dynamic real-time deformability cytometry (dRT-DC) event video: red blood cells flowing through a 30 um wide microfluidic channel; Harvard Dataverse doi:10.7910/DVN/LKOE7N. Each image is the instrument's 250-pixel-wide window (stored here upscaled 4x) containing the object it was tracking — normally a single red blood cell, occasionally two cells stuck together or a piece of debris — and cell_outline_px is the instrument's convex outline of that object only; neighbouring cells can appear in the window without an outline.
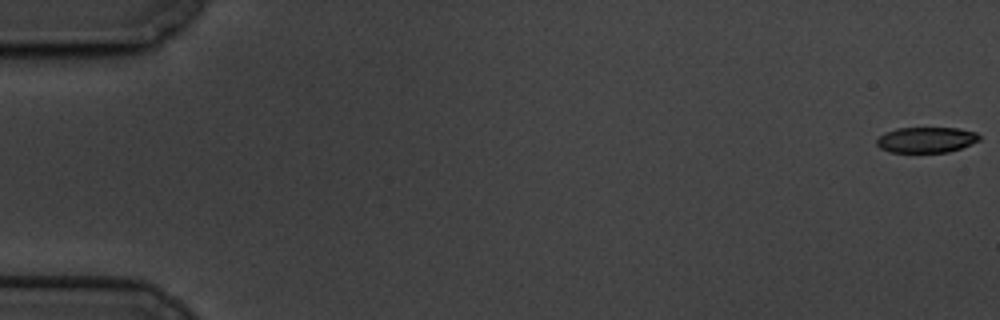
{"species": "common noctule bat (a hibernating species)", "species_latin": "Nyctalus noctula", "temperature_condition": "cold", "stored_images_in_passage": 61, "camera_frame_rate_fps": 3000, "um_per_image_px": 0.085, "animal": {"sex": "male", "body_mass_g": 19.5, "forearm_length_mm": 54.6}, "frame": {"image": 1, "passage_image": 1, "time_ms": 0.0, "image_size_px": [1000, 320], "cell_outline_px": [[980, 140], [960, 148], [948, 152], [888, 152], [880, 148], [876, 144], [876, 140], [884, 132], [896, 128], [956, 128], [976, 132], [980, 136]], "centroid_in_image_um": [78.7, 11.88], "position_along_channel_um": 6.3, "area_um2": 15.32}}
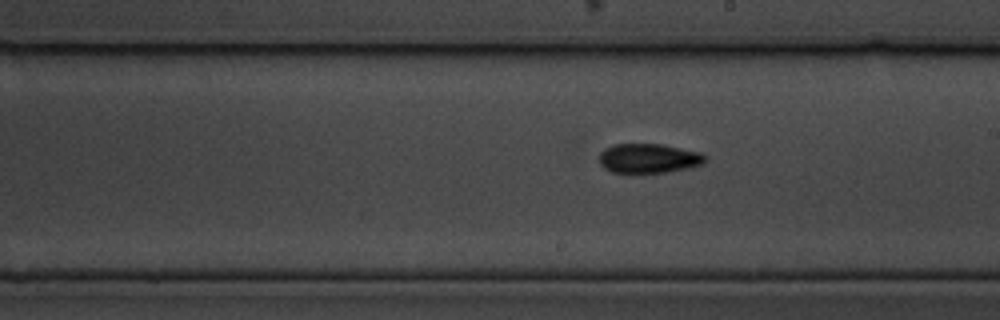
{"frame": {"image": 2, "passage_image": 35, "time_ms": 11.333, "image_size_px": [1000, 320], "cell_outline_px": [[708, 160], [704, 164], [688, 168], [664, 172], [632, 176], [612, 172], [604, 168], [600, 164], [600, 152], [604, 148], [612, 144], [660, 144], [700, 152], [708, 156]], "centroid_in_image_um": [55.12, 13.5], "position_along_channel_um": 233.9, "area_um2": 18.96}}
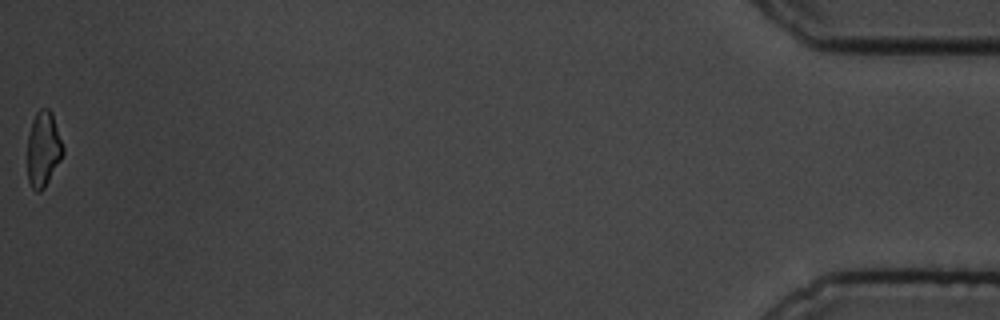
{"frame": {"image": 3, "passage_image": 61, "time_ms": 20.0, "image_size_px": [1000, 320], "cell_outline_px": [[64, 152], [60, 160], [44, 188], [40, 192], [36, 192], [32, 188], [28, 180], [28, 132], [32, 120], [36, 112], [40, 108], [48, 108], [52, 112], [64, 148]], "centroid_in_image_um": [3.67, 12.65], "position_along_channel_um": 431.5, "area_um2": 15.61}, "authors_computed_cell_mechanics": {"area_um2": 17.34, "velocity_mm_per_s": 3.3688, "shape_relaxation_time_tau1_ms": 4.5246, "shape_relaxation_time_tau2_ms": 5.0541, "deformation_change_tau1": 0.142, "deformation_change_tau2": 0.0954}}